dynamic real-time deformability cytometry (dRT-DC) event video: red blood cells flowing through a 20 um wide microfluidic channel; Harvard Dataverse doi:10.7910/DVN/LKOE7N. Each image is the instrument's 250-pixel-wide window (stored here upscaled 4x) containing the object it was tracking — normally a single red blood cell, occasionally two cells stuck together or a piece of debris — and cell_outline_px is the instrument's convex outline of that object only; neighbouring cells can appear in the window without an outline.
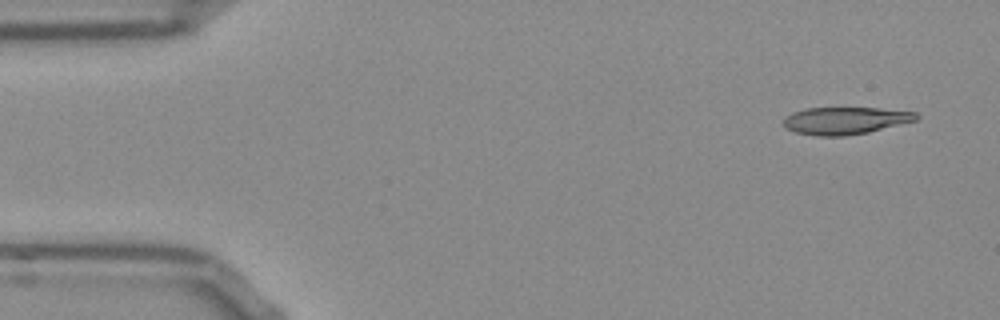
{"species": "Egyptian fruit bat (a non-hibernating species)", "species_latin": "Rousettus aegyptiacus", "temperature_condition": "room temperature", "stored_images_in_passage": 50, "camera_frame_rate_fps": 3000, "um_per_image_px": 0.085, "frame": {"image": 1, "passage_image": 1, "time_ms": 0.0, "image_size_px": [1000, 320], "cell_outline_px": [[920, 116], [916, 120], [868, 132], [844, 136], [816, 136], [796, 132], [780, 124], [784, 116], [792, 112], [804, 108], [880, 108], [916, 112]], "centroid_in_image_um": [71.79, 10.24], "position_along_channel_um": 13.2, "area_um2": 21.21}}
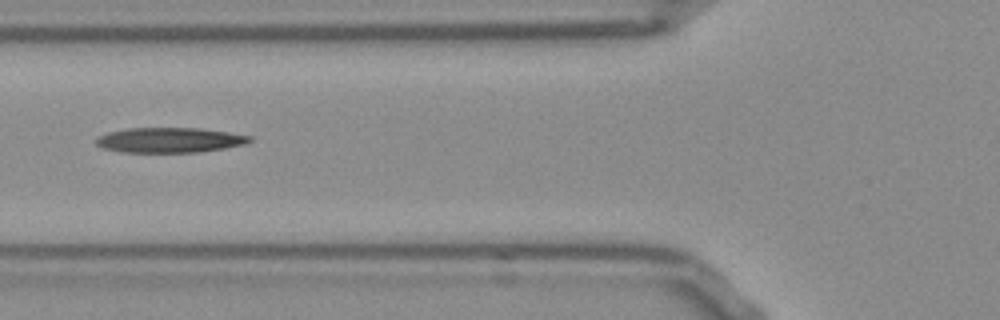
{"frame": {"image": 2, "passage_image": 17, "time_ms": 5.333, "image_size_px": [1000, 320], "cell_outline_px": [[252, 140], [244, 144], [224, 148], [200, 152], [124, 152], [104, 148], [96, 144], [96, 140], [100, 136], [108, 132], [128, 128], [200, 128], [228, 132], [252, 136]], "centroid_in_image_um": [14.44, 11.9], "position_along_channel_um": 111.4, "area_um2": 22.25}}
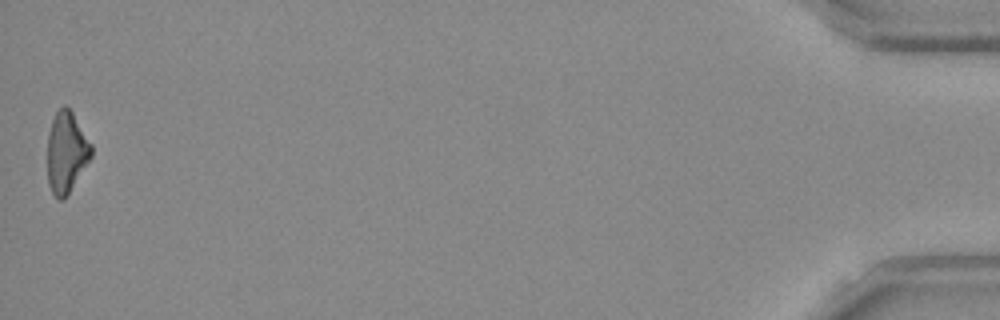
{"frame": {"image": 3, "passage_image": 50, "time_ms": 16.333, "image_size_px": [1000, 320], "cell_outline_px": [[92, 156], [64, 200], [60, 200], [52, 192], [48, 184], [48, 132], [52, 120], [56, 112], [64, 104], [72, 112], [92, 144]], "centroid_in_image_um": [5.64, 12.94], "position_along_channel_um": 429.6, "area_um2": 20.58}}